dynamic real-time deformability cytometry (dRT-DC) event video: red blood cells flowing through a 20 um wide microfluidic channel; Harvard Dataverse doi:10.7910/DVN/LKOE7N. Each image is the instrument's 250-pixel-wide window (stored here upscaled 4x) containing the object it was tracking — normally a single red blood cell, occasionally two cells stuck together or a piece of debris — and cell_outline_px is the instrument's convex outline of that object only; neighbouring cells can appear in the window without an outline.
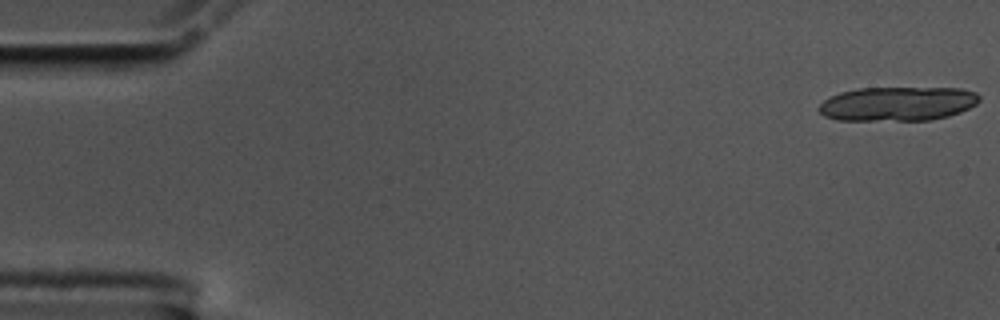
{"species": "common noctule bat (a hibernating species)", "species_latin": "Nyctalus noctula", "temperature_condition": "cold", "stored_images_in_passage": 14, "camera_frame_rate_fps": 3000, "um_per_image_px": 0.085, "animal": {"sex": "male", "body_mass_g": 17.5, "forearm_length_mm": 52.3}, "frame": {"image": 1, "passage_image": 1, "time_ms": 0.0, "image_size_px": [1000, 320], "cell_outline_px": [[980, 100], [976, 104], [960, 112], [948, 116], [932, 120], [836, 120], [824, 116], [816, 108], [824, 100], [840, 92], [856, 88], [960, 88], [976, 92], [980, 96]], "centroid_in_image_um": [76.29, 8.82], "position_along_channel_um": 8.7, "area_um2": 32.14}}